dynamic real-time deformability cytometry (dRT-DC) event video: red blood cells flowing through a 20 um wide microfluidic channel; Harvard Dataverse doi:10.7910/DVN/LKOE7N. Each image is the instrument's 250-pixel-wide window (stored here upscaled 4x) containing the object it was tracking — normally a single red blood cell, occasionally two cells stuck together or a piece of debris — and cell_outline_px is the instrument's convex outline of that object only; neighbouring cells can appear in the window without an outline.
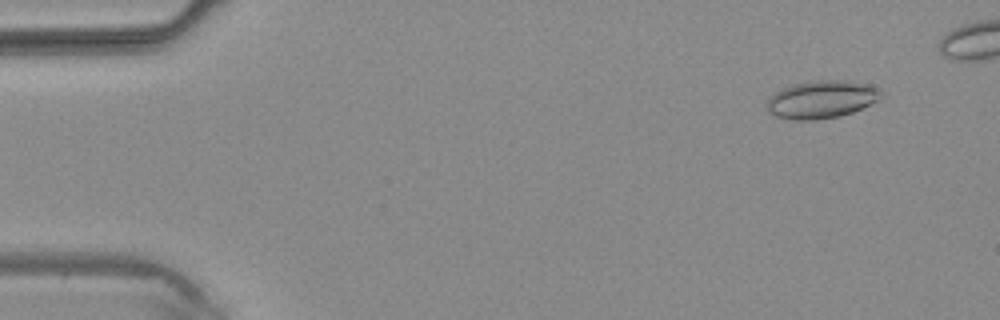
{"species": "common noctule bat (a hibernating species)", "species_latin": "Nyctalus noctula", "temperature_condition": "warm", "stored_images_in_passage": 5, "camera_frame_rate_fps": 3000, "um_per_image_px": 0.085, "animal": {"sex": "male", "body_mass_g": 20.4}, "frame": {"image": 1, "passage_image": 1, "time_ms": 0.0, "image_size_px": [1000, 320], "cell_outline_px": [[884, 92], [880, 100], [852, 112], [840, 116], [816, 120], [796, 120], [776, 116], [764, 108], [764, 104], [768, 96], [792, 84], [816, 80], [848, 80], [872, 84], [880, 88]], "centroid_in_image_um": [69.85, 8.44], "position_along_channel_um": 15.1, "area_um2": 25.66}}